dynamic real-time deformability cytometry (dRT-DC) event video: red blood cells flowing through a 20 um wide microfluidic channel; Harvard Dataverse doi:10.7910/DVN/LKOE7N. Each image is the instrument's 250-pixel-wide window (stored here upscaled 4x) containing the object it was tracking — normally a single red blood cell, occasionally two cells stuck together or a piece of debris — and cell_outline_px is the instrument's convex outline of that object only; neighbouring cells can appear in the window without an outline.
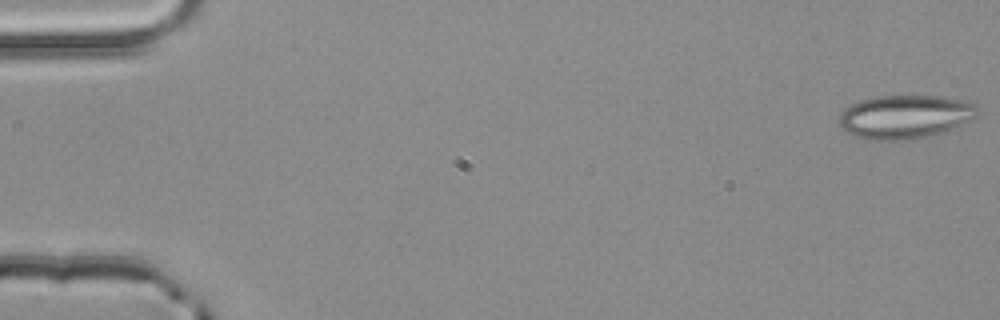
{"species": "common noctule bat (a hibernating species)", "species_latin": "Nyctalus noctula", "temperature_condition": "room temperature", "stored_images_in_passage": 5, "camera_frame_rate_fps": 3000, "um_per_image_px": 0.085, "animal": {"sex": "male", "body_mass_g": 20.4}, "frame": {"image": 1, "passage_image": 1, "time_ms": 0.0, "image_size_px": [1000, 320], "cell_outline_px": [[980, 116], [972, 120], [944, 132], [912, 140], [868, 140], [856, 136], [848, 132], [840, 124], [840, 112], [852, 104], [860, 100], [880, 96], [940, 96], [976, 100]], "centroid_in_image_um": [77.05, 9.91], "position_along_channel_um": 7.9, "area_um2": 35.72}}